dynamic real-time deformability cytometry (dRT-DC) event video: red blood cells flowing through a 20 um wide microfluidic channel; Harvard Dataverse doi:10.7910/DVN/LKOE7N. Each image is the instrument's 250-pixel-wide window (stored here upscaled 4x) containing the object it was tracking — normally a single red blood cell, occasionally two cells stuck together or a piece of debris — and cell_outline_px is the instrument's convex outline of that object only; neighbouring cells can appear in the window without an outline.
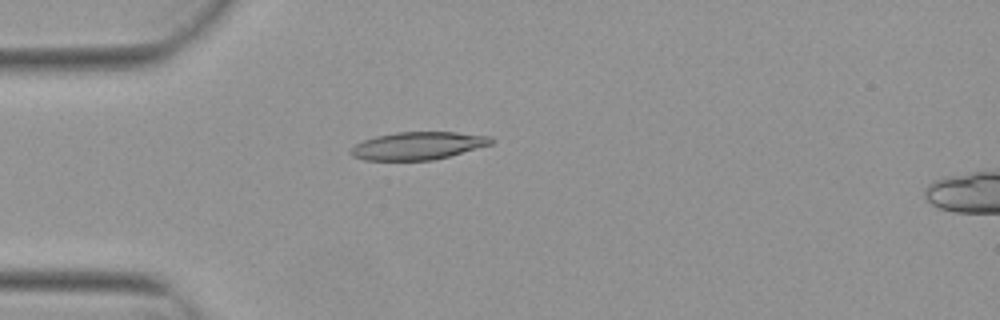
{"species": "Egyptian fruit bat (a non-hibernating species)", "species_latin": "Rousettus aegyptiacus", "temperature_condition": "warm", "stored_images_in_passage": 5, "camera_frame_rate_fps": 3000, "um_per_image_px": 0.085, "animal": {"sex": "female"}, "frame": {"image": 1, "passage_image": 4, "time_ms": 1.0, "image_size_px": [1000, 320], "cell_outline_px": [[496, 140], [492, 144], [448, 156], [432, 160], [364, 160], [352, 156], [348, 152], [356, 144], [364, 140], [376, 136], [396, 132], [456, 132], [492, 136]], "centroid_in_image_um": [35.54, 12.38], "position_along_channel_um": 49.5, "area_um2": 22.66}}